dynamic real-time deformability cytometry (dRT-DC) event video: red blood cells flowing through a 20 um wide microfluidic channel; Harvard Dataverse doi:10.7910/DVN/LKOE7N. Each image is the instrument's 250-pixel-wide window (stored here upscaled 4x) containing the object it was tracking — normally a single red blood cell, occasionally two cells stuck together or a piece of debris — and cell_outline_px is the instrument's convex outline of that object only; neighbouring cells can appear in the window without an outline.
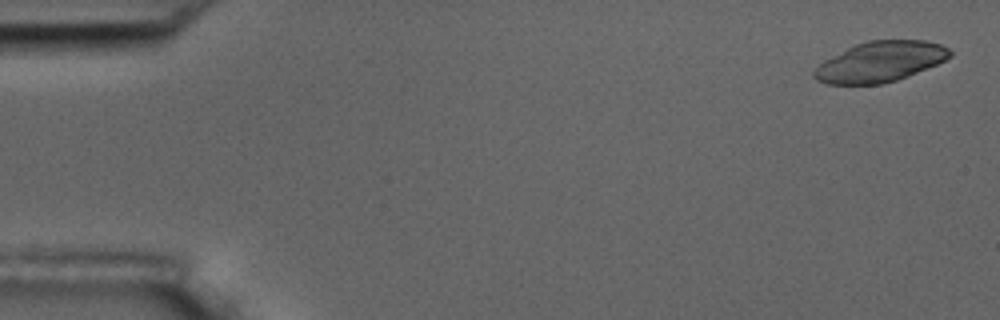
{"species": "common noctule bat (a hibernating species)", "species_latin": "Nyctalus noctula", "temperature_condition": "room temperature", "stored_images_in_passage": 5, "camera_frame_rate_fps": 3000, "um_per_image_px": 0.085, "animal": {"sex": "male", "body_mass_g": 17.5, "forearm_length_mm": 52.3}, "frame": {"image": 1, "passage_image": 1, "time_ms": 0.0, "image_size_px": [1000, 320], "cell_outline_px": [[952, 56], [936, 64], [908, 76], [896, 80], [880, 84], [828, 84], [816, 80], [812, 76], [812, 72], [824, 60], [856, 44], [868, 40], [924, 40], [940, 44], [948, 48], [952, 52]], "centroid_in_image_um": [74.81, 5.25], "position_along_channel_um": 10.2, "area_um2": 31.73}}